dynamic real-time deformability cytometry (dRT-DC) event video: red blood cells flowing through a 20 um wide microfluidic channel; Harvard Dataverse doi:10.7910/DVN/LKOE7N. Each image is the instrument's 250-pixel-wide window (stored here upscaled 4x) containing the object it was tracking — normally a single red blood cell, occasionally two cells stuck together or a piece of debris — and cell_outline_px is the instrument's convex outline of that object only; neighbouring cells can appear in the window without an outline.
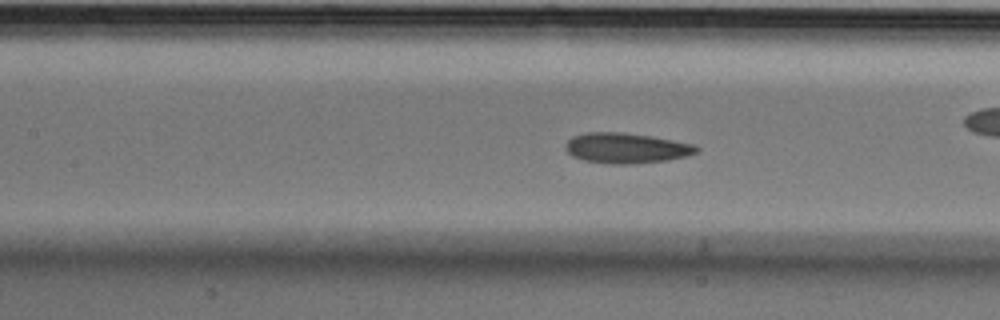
{"species": "Egyptian fruit bat (a non-hibernating species)", "species_latin": "Rousettus aegyptiacus", "temperature_condition": "cold", "stored_images_in_passage": 57, "camera_frame_rate_fps": 3000, "um_per_image_px": 0.085, "animal": {"sex": "male"}, "frame": {"image": 1, "passage_image": 25, "time_ms": 8.0, "image_size_px": [1000, 320], "cell_outline_px": [[700, 148], [696, 152], [688, 156], [668, 160], [632, 164], [608, 164], [584, 160], [572, 156], [564, 148], [564, 144], [572, 136], [584, 132], [624, 132], [652, 136], [696, 144]], "centroid_in_image_um": [53.23, 12.58], "position_along_channel_um": 154.2, "area_um2": 23.52}, "authors_computed_cell_mechanics": {"area_um2": 23.2356, "velocity_mm_per_s": 3.5679, "shape_relaxation_time_tau1_ms": 5.7838, "shape_relaxation_time_tau2_ms": 2.6355, "deformation_change_tau1": 0.1134, "deformation_change_tau2": 0.0834}}